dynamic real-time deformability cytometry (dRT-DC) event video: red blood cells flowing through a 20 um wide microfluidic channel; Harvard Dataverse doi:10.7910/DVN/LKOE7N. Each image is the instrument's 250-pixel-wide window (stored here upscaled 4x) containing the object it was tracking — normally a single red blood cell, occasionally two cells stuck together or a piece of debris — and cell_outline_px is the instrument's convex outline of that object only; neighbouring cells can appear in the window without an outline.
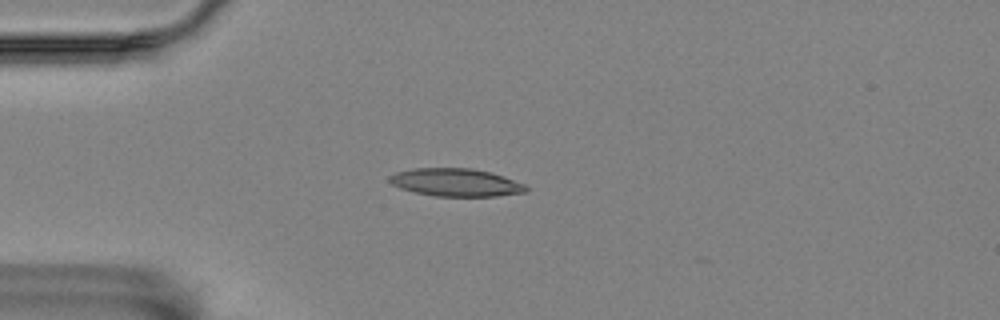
{"species": "Egyptian fruit bat (a non-hibernating species)", "species_latin": "Rousettus aegyptiacus", "temperature_condition": "room temperature", "stored_images_in_passage": 5, "camera_frame_rate_fps": 3000, "um_per_image_px": 0.085, "animal": {"sex": "female"}, "frame": {"image": 1, "passage_image": 5, "time_ms": 1.333, "image_size_px": [1000, 320], "cell_outline_px": [[528, 192], [496, 196], [436, 196], [416, 192], [400, 188], [392, 184], [388, 180], [388, 176], [396, 172], [412, 168], [472, 168], [488, 172], [524, 184], [528, 188]], "centroid_in_image_um": [38.71, 15.5], "position_along_channel_um": 46.3, "area_um2": 21.96}}